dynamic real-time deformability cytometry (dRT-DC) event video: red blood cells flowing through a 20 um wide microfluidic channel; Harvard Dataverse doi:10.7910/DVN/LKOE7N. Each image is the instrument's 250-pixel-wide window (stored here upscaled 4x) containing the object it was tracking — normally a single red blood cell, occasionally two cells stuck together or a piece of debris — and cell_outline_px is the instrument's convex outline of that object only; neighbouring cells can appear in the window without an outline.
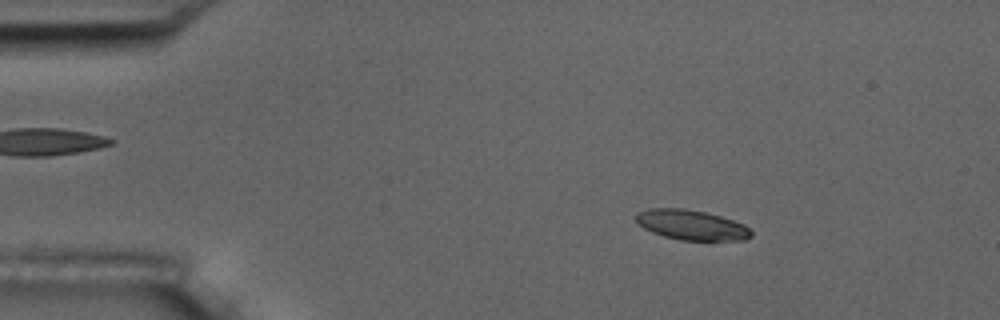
{"species": "common noctule bat (a hibernating species)", "species_latin": "Nyctalus noctula", "temperature_condition": "room temperature", "stored_images_in_passage": 56, "camera_frame_rate_fps": 3000, "um_per_image_px": 0.085, "animal": {"sex": "male", "body_mass_g": 17.5, "forearm_length_mm": 52.3}, "frame": {"image": 1, "passage_image": 9, "time_ms": 2.667, "image_size_px": [1000, 320], "cell_outline_px": [[752, 236], [744, 240], [680, 240], [664, 236], [652, 232], [636, 224], [636, 216], [640, 212], [648, 208], [684, 208], [704, 212], [720, 216], [744, 224], [752, 232]], "centroid_in_image_um": [58.76, 19.12], "position_along_channel_um": 26.2, "area_um2": 20.06}}
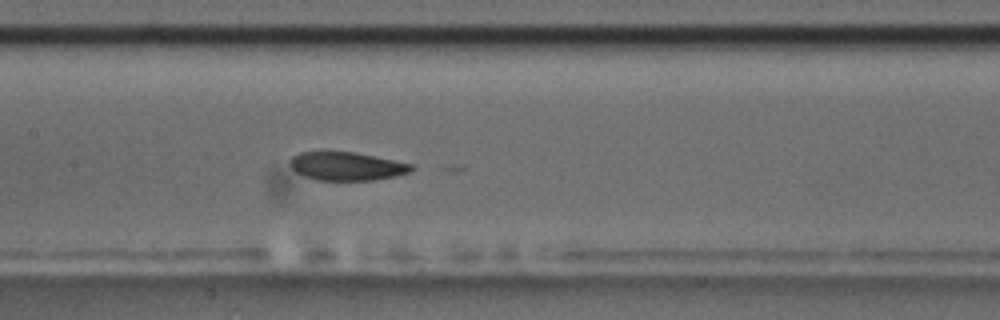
{"frame": {"image": 2, "passage_image": 27, "time_ms": 8.667, "image_size_px": [1000, 320], "cell_outline_px": [[416, 168], [412, 172], [396, 176], [376, 180], [316, 180], [304, 176], [296, 172], [292, 168], [292, 156], [300, 152], [356, 152], [416, 164]], "centroid_in_image_um": [29.58, 14.13], "position_along_channel_um": 177.8, "area_um2": 20.29}}
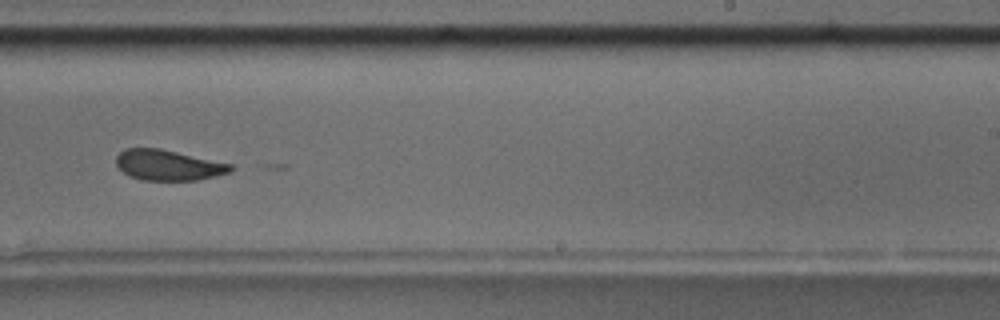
{"frame": {"image": 3, "passage_image": 35, "time_ms": 11.333, "image_size_px": [1000, 320], "cell_outline_px": [[236, 168], [232, 172], [216, 176], [196, 180], [140, 180], [128, 176], [116, 164], [116, 156], [124, 148], [160, 148], [232, 164]], "centroid_in_image_um": [14.32, 14.04], "position_along_channel_um": 274.7, "area_um2": 20.52}, "authors_computed_cell_mechanics": {"area_um2": 21.097, "velocity_mm_per_s": 3.6408, "shape_relaxation_time_tau1_ms": null, "shape_relaxation_time_tau2_ms": 2.9377, "deformation_change_tau1": null, "deformation_change_tau2": 0.0807}}